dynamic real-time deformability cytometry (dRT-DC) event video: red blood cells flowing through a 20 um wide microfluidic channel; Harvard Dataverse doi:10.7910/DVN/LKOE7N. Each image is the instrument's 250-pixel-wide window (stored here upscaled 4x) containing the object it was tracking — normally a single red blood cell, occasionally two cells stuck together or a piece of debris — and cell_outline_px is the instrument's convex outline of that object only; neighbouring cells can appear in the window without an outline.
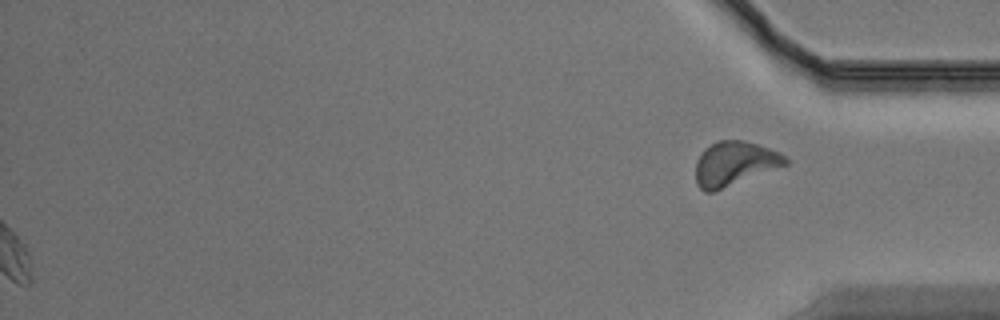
{"species": "Egyptian fruit bat (a non-hibernating species)", "species_latin": "Rousettus aegyptiacus", "temperature_condition": "warm", "stored_images_in_passage": 44, "segment_of_instrument_passage": [2, 2], "camera_frame_rate_fps": 3000, "um_per_image_px": 0.085, "animal": {"sex": "male"}, "frame": {"image": 1, "passage_image": 44, "time_ms": 14.333, "image_size_px": [1000, 320], "cell_outline_px": [[788, 164], [712, 192], [704, 192], [696, 184], [696, 160], [704, 148], [716, 140], [744, 140], [780, 152], [788, 160]], "centroid_in_image_um": [62.4, 13.89], "position_along_channel_um": 372.8, "area_um2": 23.0}}